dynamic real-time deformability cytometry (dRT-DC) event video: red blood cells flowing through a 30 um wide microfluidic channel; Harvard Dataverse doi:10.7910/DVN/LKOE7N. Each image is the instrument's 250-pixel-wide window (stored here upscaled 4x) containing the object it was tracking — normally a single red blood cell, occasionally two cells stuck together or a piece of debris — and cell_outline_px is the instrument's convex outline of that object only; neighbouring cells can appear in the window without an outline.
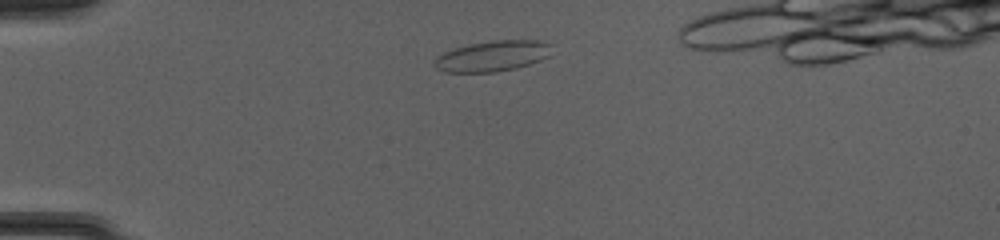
{"species": "common noctule bat (a hibernating species)", "species_latin": "Nyctalus noctula", "temperature_condition": "cold", "stored_images_in_passage": 36, "camera_frame_rate_fps": 3000, "um_per_image_px": 0.085, "animal": {"sex": "female", "body_mass_g": 20.0, "forearm_length_mm": 54.0}, "frame": {"image": 1, "passage_image": 2, "time_ms": 0.333, "image_size_px": [1000, 240], "cell_outline_px": [[552, 44], [548, 56], [540, 60], [516, 68], [496, 72], [444, 72], [436, 68], [432, 64], [432, 60], [436, 56], [444, 52], [468, 44], [492, 40], [536, 40]], "centroid_in_image_um": [41.81, 4.76], "position_along_channel_um": 43.2, "area_um2": 21.04}}
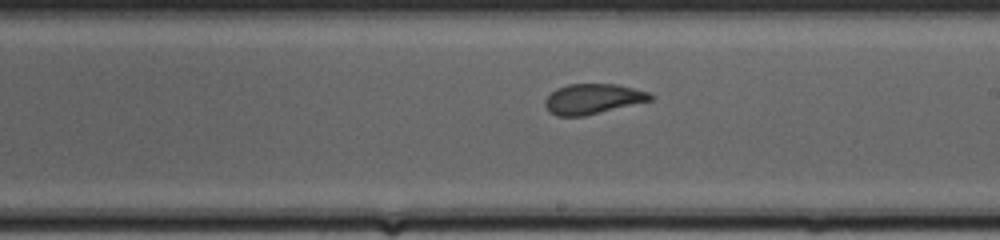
{"frame": {"image": 2, "passage_image": 19, "time_ms": 6.0, "image_size_px": [1000, 240], "cell_outline_px": [[656, 96], [652, 100], [584, 116], [556, 116], [544, 104], [544, 100], [556, 88], [568, 84], [616, 84], [648, 92]], "centroid_in_image_um": [50.4, 8.4], "position_along_channel_um": 238.6, "area_um2": 18.38}}
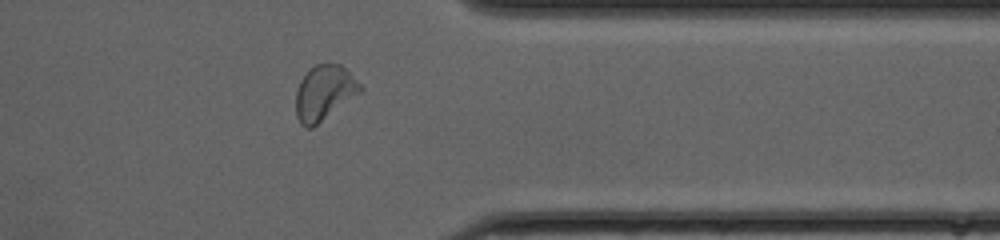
{"frame": {"image": 3, "passage_image": 30, "time_ms": 9.667, "image_size_px": [1000, 240], "cell_outline_px": [[364, 88], [360, 92], [312, 128], [304, 128], [300, 124], [296, 116], [296, 92], [300, 80], [308, 68], [316, 64], [340, 64]], "centroid_in_image_um": [27.51, 7.89], "position_along_channel_um": 383.9, "area_um2": 20.4}}